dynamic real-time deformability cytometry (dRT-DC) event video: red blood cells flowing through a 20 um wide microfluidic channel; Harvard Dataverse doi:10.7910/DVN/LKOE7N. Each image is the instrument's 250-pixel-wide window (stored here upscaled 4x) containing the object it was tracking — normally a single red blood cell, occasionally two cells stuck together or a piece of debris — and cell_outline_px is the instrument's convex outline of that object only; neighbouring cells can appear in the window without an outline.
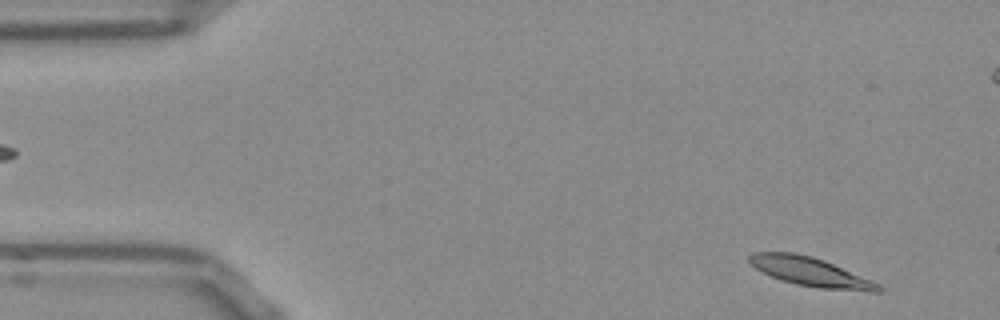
{"species": "Egyptian fruit bat (a non-hibernating species)", "species_latin": "Rousettus aegyptiacus", "temperature_condition": "room temperature", "stored_images_in_passage": 53, "camera_frame_rate_fps": 3000, "um_per_image_px": 0.085, "frame": {"image": 1, "passage_image": 3, "time_ms": 0.667, "image_size_px": [1000, 320], "cell_outline_px": [[884, 292], [872, 292], [816, 288], [796, 284], [780, 280], [756, 268], [748, 260], [748, 256], [752, 252], [796, 252], [812, 256], [824, 260], [880, 284], [884, 288]], "centroid_in_image_um": [68.93, 23.11], "position_along_channel_um": 16.1, "area_um2": 21.85}}
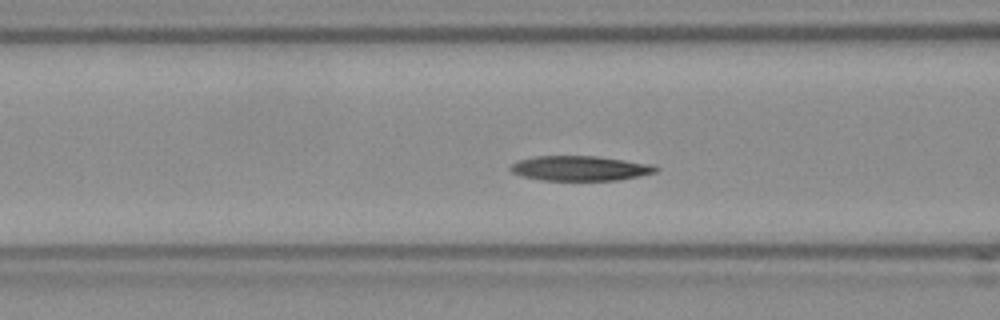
{"frame": {"image": 2, "passage_image": 19, "time_ms": 6.0, "image_size_px": [1000, 320], "cell_outline_px": [[660, 168], [656, 172], [640, 176], [616, 180], [540, 180], [524, 176], [512, 172], [508, 168], [512, 164], [520, 160], [536, 156], [596, 156], [652, 164]], "centroid_in_image_um": [49.33, 14.3], "position_along_channel_um": 117.3, "area_um2": 20.92}}
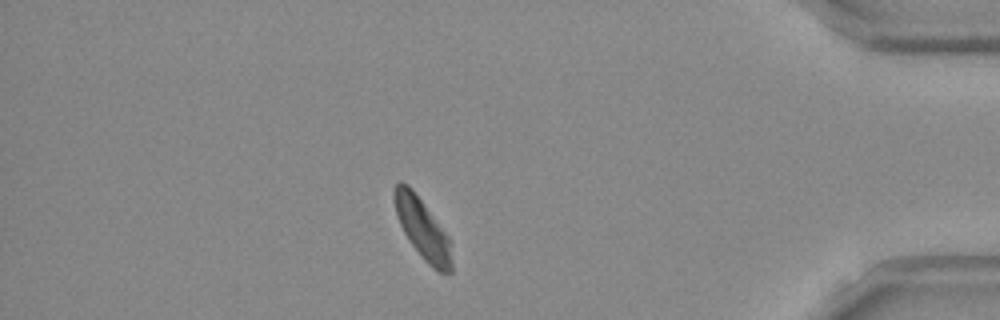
{"frame": {"image": 3, "passage_image": 45, "time_ms": 14.667, "image_size_px": [1000, 320], "cell_outline_px": [[452, 272], [436, 272], [424, 260], [412, 244], [404, 232], [396, 216], [396, 184], [400, 180], [408, 184], [412, 188], [452, 240]], "centroid_in_image_um": [35.98, 19.49], "position_along_channel_um": 399.2, "area_um2": 20.06}, "authors_computed_cell_mechanics": {"area_um2": 21.3282, "velocity_mm_per_s": 3.7418, "shape_relaxation_time_tau1_ms": 4.7661, "shape_relaxation_time_tau2_ms": 11.2702, "deformation_change_tau1": 0.1397, "deformation_change_tau2": 0.1652}}